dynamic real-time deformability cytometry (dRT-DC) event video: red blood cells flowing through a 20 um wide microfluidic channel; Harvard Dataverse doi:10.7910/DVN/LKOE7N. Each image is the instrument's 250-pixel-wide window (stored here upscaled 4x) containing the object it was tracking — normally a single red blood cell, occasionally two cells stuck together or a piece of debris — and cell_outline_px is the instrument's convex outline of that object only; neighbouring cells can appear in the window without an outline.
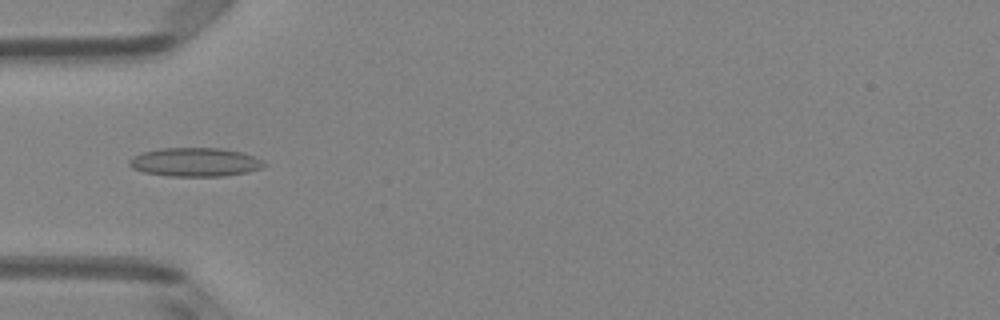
{"species": "Egyptian fruit bat (a non-hibernating species)", "species_latin": "Rousettus aegyptiacus", "temperature_condition": "room temperature", "stored_images_in_passage": 3, "camera_frame_rate_fps": 3000, "um_per_image_px": 0.085, "animal": {"sex": "female"}, "frame": {"image": 1, "passage_image": 3, "time_ms": 0.667, "image_size_px": [1000, 320], "cell_outline_px": [[268, 164], [260, 168], [248, 172], [224, 176], [168, 176], [144, 172], [132, 168], [128, 164], [128, 160], [132, 156], [140, 152], [160, 148], [220, 148], [244, 152]], "centroid_in_image_um": [16.54, 13.77], "position_along_channel_um": 68.5, "area_um2": 22.72}}